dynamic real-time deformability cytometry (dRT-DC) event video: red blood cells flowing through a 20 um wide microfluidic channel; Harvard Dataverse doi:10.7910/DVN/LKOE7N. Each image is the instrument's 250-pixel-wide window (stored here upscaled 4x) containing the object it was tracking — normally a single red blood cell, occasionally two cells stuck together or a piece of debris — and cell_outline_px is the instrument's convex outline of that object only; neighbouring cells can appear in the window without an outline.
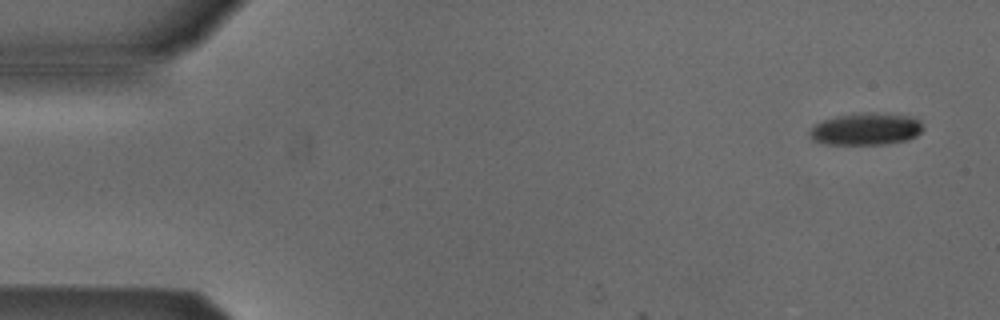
{"species": "Egyptian fruit bat (a non-hibernating species)", "species_latin": "Rousettus aegyptiacus", "temperature_condition": "cold", "stored_images_in_passage": 3, "camera_frame_rate_fps": 3000, "um_per_image_px": 0.085, "animal": {"sex": "male"}, "frame": {"image": 1, "passage_image": 1, "time_ms": 0.0, "image_size_px": [1000, 320], "cell_outline_px": [[924, 128], [916, 136], [908, 140], [884, 144], [820, 144], [812, 140], [808, 136], [808, 132], [816, 124], [824, 120], [840, 116], [908, 116], [920, 120]], "centroid_in_image_um": [73.57, 11.05], "position_along_channel_um": 11.4, "area_um2": 20.11}}